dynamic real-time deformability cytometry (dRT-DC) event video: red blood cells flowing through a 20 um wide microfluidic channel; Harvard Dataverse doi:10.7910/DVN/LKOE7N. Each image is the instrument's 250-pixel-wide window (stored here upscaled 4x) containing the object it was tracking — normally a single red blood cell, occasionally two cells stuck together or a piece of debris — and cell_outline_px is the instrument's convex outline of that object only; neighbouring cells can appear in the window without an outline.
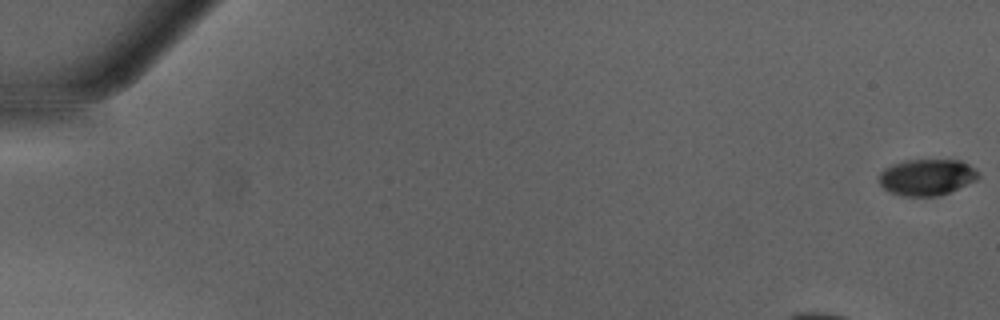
{"species": "Egyptian fruit bat (a non-hibernating species)", "species_latin": "Rousettus aegyptiacus", "temperature_condition": "warm", "stored_images_in_passage": 41, "camera_frame_rate_fps": 3000, "um_per_image_px": 0.085, "animal": {"sex": "male"}, "frame": {"image": 1, "passage_image": 1, "time_ms": 0.0, "image_size_px": [1000, 320], "cell_outline_px": [[980, 176], [976, 180], [948, 192], [936, 196], [904, 196], [892, 192], [884, 188], [880, 184], [880, 172], [884, 168], [892, 164], [904, 160], [960, 160], [976, 168], [980, 172]], "centroid_in_image_um": [78.8, 15.04], "position_along_channel_um": 6.2, "area_um2": 20.92}}
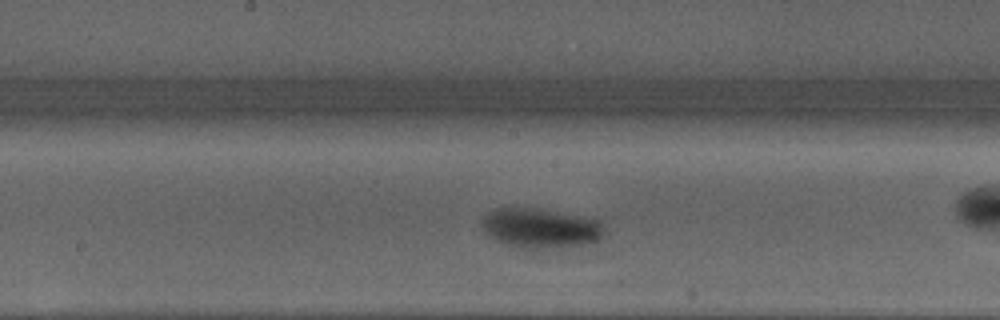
{"frame": {"image": 2, "passage_image": 25, "time_ms": 8.0, "image_size_px": [1000, 320], "cell_outline_px": [[608, 232], [592, 248], [520, 248], [504, 244], [488, 236], [484, 232], [480, 220], [488, 212], [496, 208], [516, 204], [592, 216], [600, 220]], "centroid_in_image_um": [46.08, 19.37], "position_along_channel_um": 202.1, "area_um2": 30.87}}
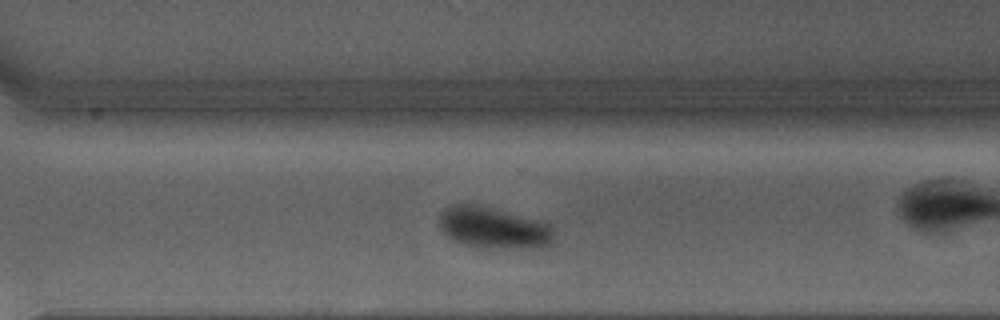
{"frame": {"image": 3, "passage_image": 34, "time_ms": 11.0, "image_size_px": [1000, 320], "cell_outline_px": [[552, 240], [548, 244], [540, 248], [476, 248], [452, 240], [444, 232], [440, 224], [440, 212], [444, 208], [452, 204], [476, 204], [548, 220], [552, 224]], "centroid_in_image_um": [42.0, 19.34], "position_along_channel_um": 328.6, "area_um2": 28.38}, "authors_computed_cell_mechanics": {"area_um2": 28.2642, "velocity_mm_per_s": 4.2154, "shape_relaxation_time_tau1_ms": 7.0917, "shape_relaxation_time_tau2_ms": null, "deformation_change_tau1": 0.1974, "deformation_change_tau2": null}}